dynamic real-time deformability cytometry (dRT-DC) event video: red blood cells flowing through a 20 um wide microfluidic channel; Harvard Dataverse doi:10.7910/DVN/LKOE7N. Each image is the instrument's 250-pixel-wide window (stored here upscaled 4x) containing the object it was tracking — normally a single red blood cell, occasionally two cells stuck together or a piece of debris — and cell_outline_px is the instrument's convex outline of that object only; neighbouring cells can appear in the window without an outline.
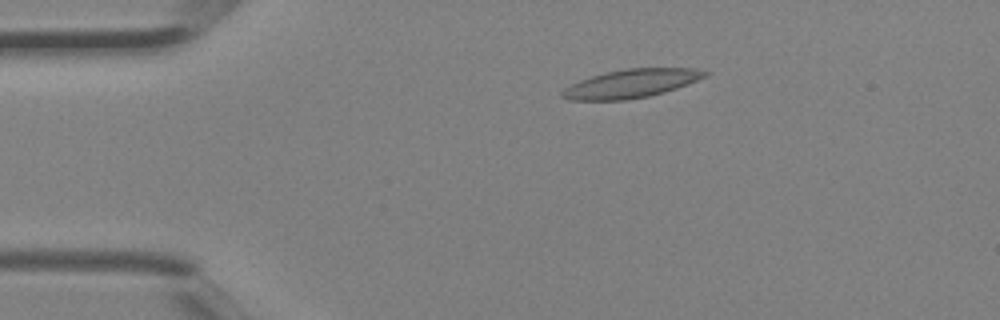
{"species": "Egyptian fruit bat (a non-hibernating species)", "species_latin": "Rousettus aegyptiacus", "temperature_condition": "room temperature", "stored_images_in_passage": 2, "camera_frame_rate_fps": 3000, "um_per_image_px": 0.085, "animal": {"sex": "female"}, "frame": {"image": 1, "passage_image": 1, "time_ms": 0.0, "image_size_px": [1000, 320], "cell_outline_px": [[708, 76], [688, 84], [664, 92], [648, 96], [624, 100], [568, 100], [560, 96], [560, 92], [564, 88], [580, 80], [604, 72], [624, 68], [696, 68], [708, 72]], "centroid_in_image_um": [53.64, 7.1], "position_along_channel_um": 31.4, "area_um2": 23.76}}